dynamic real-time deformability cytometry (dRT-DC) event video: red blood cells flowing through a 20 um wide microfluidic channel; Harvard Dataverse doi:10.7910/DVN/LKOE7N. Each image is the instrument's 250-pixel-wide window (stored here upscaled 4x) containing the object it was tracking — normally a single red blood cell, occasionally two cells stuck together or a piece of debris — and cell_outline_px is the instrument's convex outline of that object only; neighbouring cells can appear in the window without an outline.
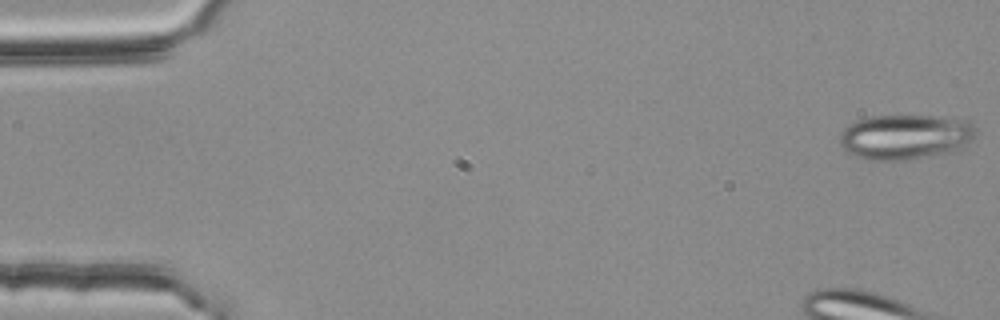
{"species": "common noctule bat (a hibernating species)", "species_latin": "Nyctalus noctula", "temperature_condition": "room temperature", "stored_images_in_passage": 48, "camera_frame_rate_fps": 3000, "um_per_image_px": 0.085, "animal": {"sex": "female", "body_mass_g": 25.1}, "frame": {"image": 1, "passage_image": 1, "time_ms": 0.0, "image_size_px": [1000, 320], "cell_outline_px": [[976, 132], [960, 148], [948, 152], [904, 160], [868, 160], [856, 156], [848, 152], [840, 144], [840, 136], [844, 128], [848, 124], [856, 120], [868, 116], [928, 116], [968, 120], [976, 128]], "centroid_in_image_um": [76.89, 11.62], "position_along_channel_um": 8.1, "area_um2": 35.26}}